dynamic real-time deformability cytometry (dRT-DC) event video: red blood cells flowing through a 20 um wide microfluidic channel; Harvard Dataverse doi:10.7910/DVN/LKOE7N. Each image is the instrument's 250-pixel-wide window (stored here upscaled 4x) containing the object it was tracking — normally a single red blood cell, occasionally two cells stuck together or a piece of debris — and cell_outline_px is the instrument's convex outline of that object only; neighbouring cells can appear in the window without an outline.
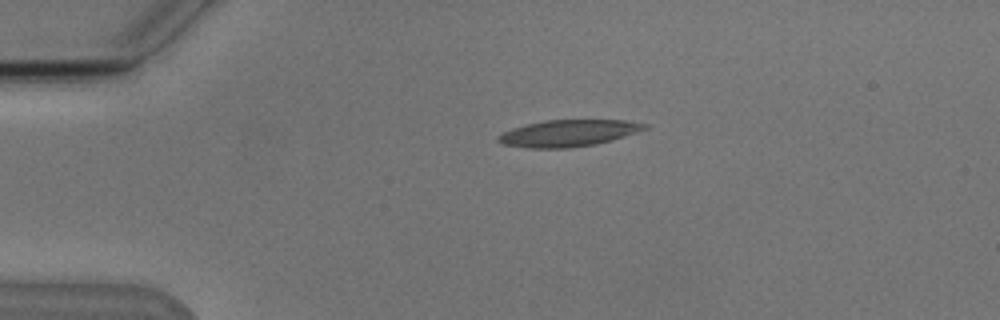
{"species": "Egyptian fruit bat (a non-hibernating species)", "species_latin": "Rousettus aegyptiacus", "temperature_condition": "cold", "stored_images_in_passage": 2, "camera_frame_rate_fps": 3000, "um_per_image_px": 0.085, "animal": {"sex": "male"}, "frame": {"image": 1, "passage_image": 1, "time_ms": 0.0, "image_size_px": [1000, 320], "cell_outline_px": [[648, 128], [612, 140], [596, 144], [568, 148], [532, 148], [504, 144], [496, 140], [496, 136], [512, 128], [544, 120], [624, 120], [648, 124]], "centroid_in_image_um": [48.31, 11.32], "position_along_channel_um": 36.7, "area_um2": 22.6}}